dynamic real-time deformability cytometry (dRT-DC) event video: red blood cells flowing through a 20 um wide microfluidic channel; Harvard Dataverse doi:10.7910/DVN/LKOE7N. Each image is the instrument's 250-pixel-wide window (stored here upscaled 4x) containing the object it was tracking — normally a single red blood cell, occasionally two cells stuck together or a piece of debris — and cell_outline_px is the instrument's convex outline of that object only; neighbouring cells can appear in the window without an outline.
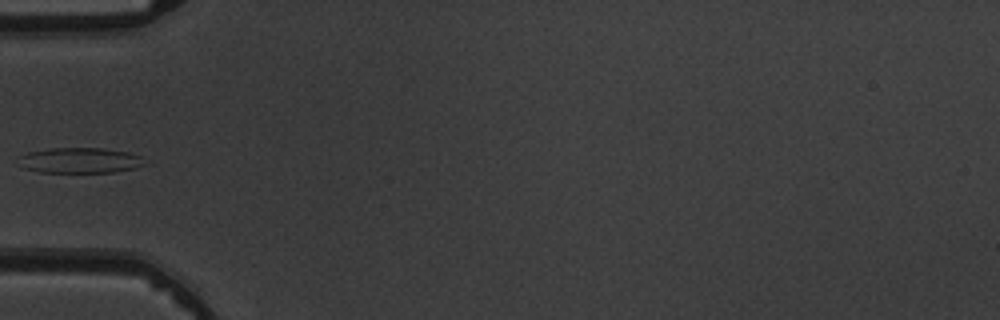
{"species": "common noctule bat (a hibernating species)", "species_latin": "Nyctalus noctula", "temperature_condition": "warm", "stored_images_in_passage": 5, "camera_frame_rate_fps": 3000, "um_per_image_px": 0.085, "animal": {"sex": "male", "body_mass_g": 19.5, "forearm_length_mm": 54.6}, "frame": {"image": 1, "passage_image": 5, "time_ms": 5.333, "image_size_px": [1000, 320], "cell_outline_px": [[152, 164], [136, 168], [112, 172], [40, 172], [20, 168], [20, 156], [28, 152], [48, 148], [100, 148], [128, 152], [140, 156]], "centroid_in_image_um": [6.85, 13.64], "position_along_channel_um": 78.2, "area_um2": 18.96}}